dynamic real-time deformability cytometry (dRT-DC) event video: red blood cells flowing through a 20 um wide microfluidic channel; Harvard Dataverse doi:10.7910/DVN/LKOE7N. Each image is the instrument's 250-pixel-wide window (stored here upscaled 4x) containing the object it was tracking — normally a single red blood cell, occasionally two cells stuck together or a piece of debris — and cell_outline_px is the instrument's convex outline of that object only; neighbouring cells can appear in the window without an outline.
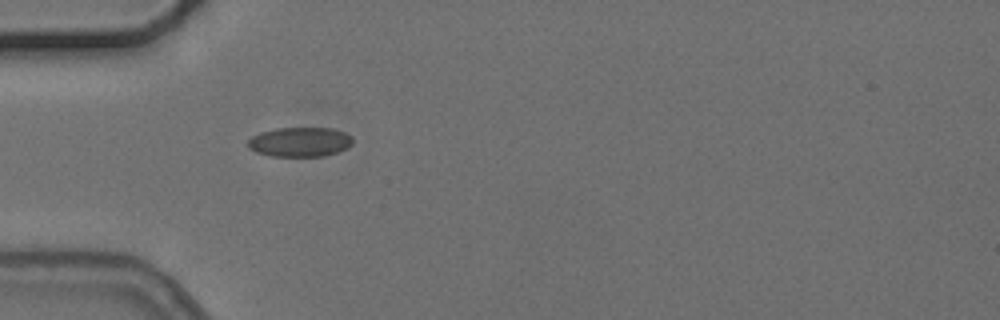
{"species": "common noctule bat (a hibernating species)", "species_latin": "Nyctalus noctula", "temperature_condition": "cold", "stored_images_in_passage": 1, "camera_frame_rate_fps": 3000, "um_per_image_px": 0.085, "animal": {"sex": "female", "body_mass_g": 24.6, "forearm_length_mm": 56.2}, "frame": {"image": 1, "passage_image": 1, "time_ms": 0.0, "image_size_px": [1000, 320], "cell_outline_px": [[352, 144], [336, 152], [324, 156], [272, 156], [256, 152], [248, 148], [248, 140], [252, 136], [260, 132], [276, 128], [332, 128], [344, 132], [352, 136]], "centroid_in_image_um": [25.46, 12.06], "position_along_channel_um": 59.5, "area_um2": 17.98}}